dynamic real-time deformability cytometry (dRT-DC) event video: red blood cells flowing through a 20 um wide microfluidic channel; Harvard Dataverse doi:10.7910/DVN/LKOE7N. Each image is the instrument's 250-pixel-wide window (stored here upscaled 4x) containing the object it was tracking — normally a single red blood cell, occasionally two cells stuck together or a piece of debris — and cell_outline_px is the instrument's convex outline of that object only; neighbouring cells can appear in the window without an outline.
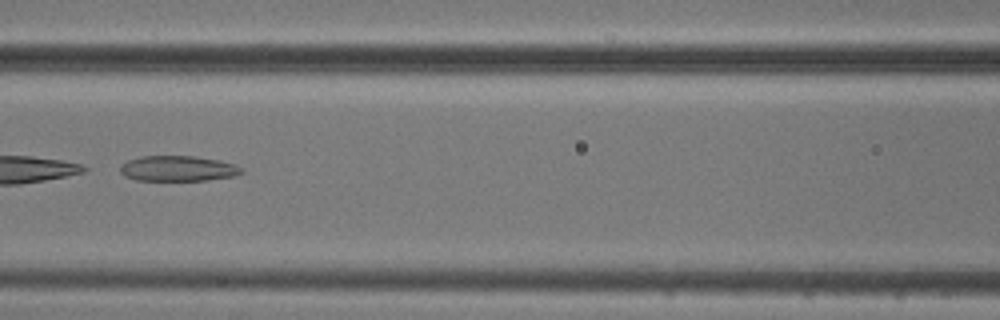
{"species": "common noctule bat (a hibernating species)", "species_latin": "Nyctalus noctula", "temperature_condition": "cold", "stored_images_in_passage": 13, "camera_frame_rate_fps": 3000, "um_per_image_px": 0.085, "animal": {"sex": "male", "body_mass_g": 20.5, "forearm_length_mm": 52.5}, "frame": {"image": 1, "passage_image": 6, "time_ms": 6.667, "image_size_px": [1000, 320], "cell_outline_px": [[244, 172], [236, 176], [208, 180], [136, 180], [124, 176], [120, 172], [120, 168], [128, 160], [140, 156], [192, 156], [220, 160], [236, 164], [244, 168]], "centroid_in_image_um": [15.19, 14.32], "position_along_channel_um": 151.4, "area_um2": 18.09}}
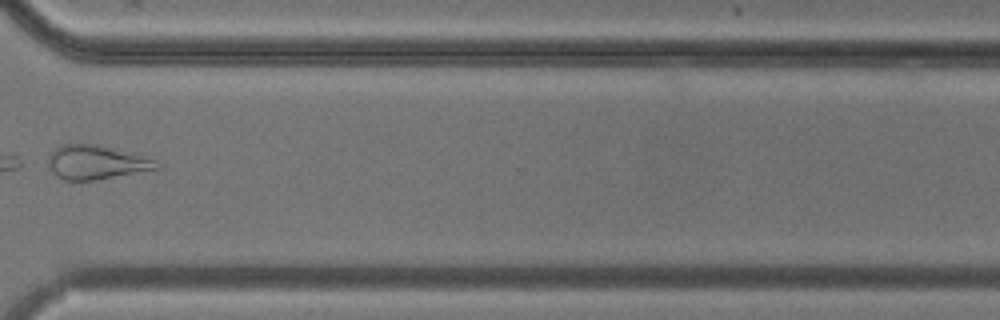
{"frame": {"image": 2, "passage_image": 11, "time_ms": 12.333, "image_size_px": [1000, 320], "cell_outline_px": [[160, 168], [96, 180], [64, 180], [56, 176], [52, 172], [48, 164], [48, 156], [60, 144], [96, 144], [136, 152], [156, 160]], "centroid_in_image_um": [8.2, 13.78], "position_along_channel_um": 362.4, "area_um2": 21.73}, "authors_computed_cell_mechanics": {"area_um2": 21.7328, "velocity_mm_per_s": 3.7314, "shape_relaxation_time_tau1_ms": null, "shape_relaxation_time_tau2_ms": 4.399, "deformation_change_tau1": null, "deformation_change_tau2": 0.1297}}